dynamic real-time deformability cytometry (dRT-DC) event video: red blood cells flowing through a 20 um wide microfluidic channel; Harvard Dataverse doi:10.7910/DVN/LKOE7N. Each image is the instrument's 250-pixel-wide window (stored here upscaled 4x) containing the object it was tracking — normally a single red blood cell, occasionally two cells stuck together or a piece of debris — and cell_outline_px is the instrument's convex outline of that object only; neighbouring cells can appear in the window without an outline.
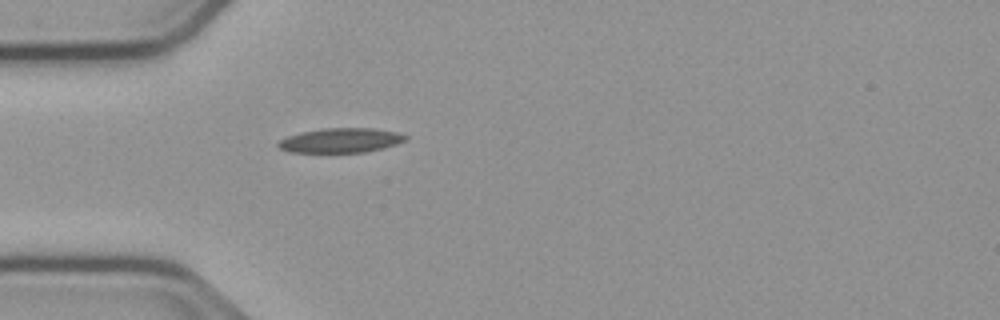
{"species": "common noctule bat (a hibernating species)", "species_latin": "Nyctalus noctula", "temperature_condition": "cold", "stored_images_in_passage": 34, "camera_frame_rate_fps": 3000, "um_per_image_px": 0.085, "animal": {"sex": "male", "body_mass_g": 23.1, "forearm_length_mm": 52.7}, "frame": {"image": 1, "passage_image": 1, "time_ms": 0.0, "image_size_px": [1000, 320], "cell_outline_px": [[408, 136], [404, 140], [396, 144], [364, 152], [288, 152], [280, 148], [276, 144], [280, 140], [288, 136], [300, 132], [324, 128], [372, 128], [396, 132]], "centroid_in_image_um": [28.92, 11.92], "position_along_channel_um": 56.1, "area_um2": 17.98}}
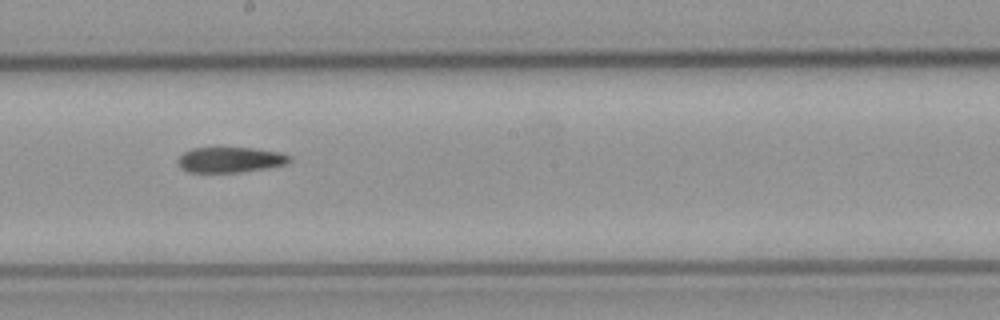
{"frame": {"image": 2, "passage_image": 15, "time_ms": 4.667, "image_size_px": [1000, 320], "cell_outline_px": [[292, 160], [284, 164], [264, 168], [240, 172], [188, 172], [180, 168], [180, 156], [184, 152], [192, 148], [252, 148], [280, 152], [288, 156]], "centroid_in_image_um": [19.55, 13.58], "position_along_channel_um": 228.6, "area_um2": 16.18}}
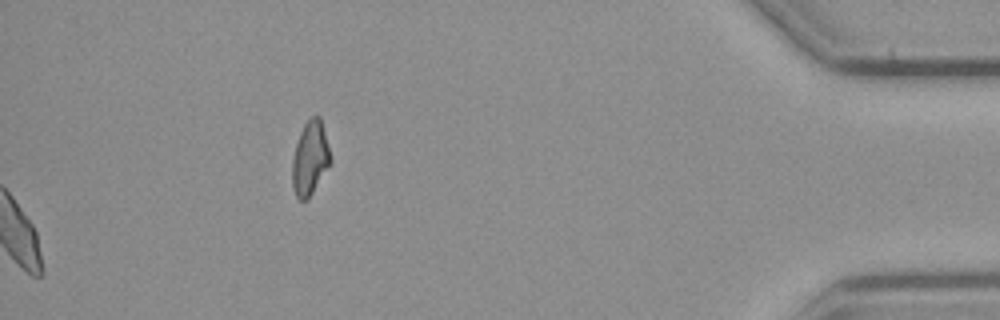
{"frame": {"image": 3, "passage_image": 34, "time_ms": 11.0, "image_size_px": [1000, 320], "cell_outline_px": [[332, 160], [308, 200], [300, 200], [296, 196], [292, 188], [292, 160], [296, 144], [300, 132], [304, 124], [312, 116], [320, 116]], "centroid_in_image_um": [26.34, 13.47], "position_along_channel_um": 408.9, "area_um2": 16.36}}